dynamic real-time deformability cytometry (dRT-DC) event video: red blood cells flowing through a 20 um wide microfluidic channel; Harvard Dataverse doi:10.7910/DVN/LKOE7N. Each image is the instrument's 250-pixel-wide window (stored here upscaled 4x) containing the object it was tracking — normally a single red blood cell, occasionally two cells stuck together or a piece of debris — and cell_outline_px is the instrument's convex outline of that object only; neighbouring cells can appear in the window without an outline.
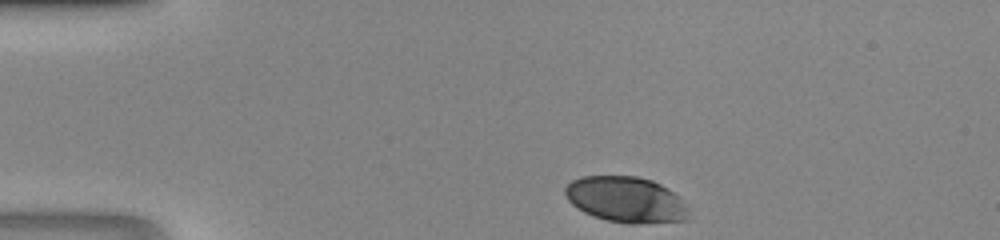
{"species": "human", "species_latin": "Homo sapiens", "temperature_condition": "room temperature", "stored_images_in_passage": 38, "camera_frame_rate_fps": 3000, "um_per_image_px": 0.085, "donor": {"sex": "male"}, "frame": {"image": 1, "passage_image": 1, "time_ms": 0.0, "image_size_px": [1000, 240], "cell_outline_px": [[688, 220], [636, 224], [628, 224], [608, 220], [584, 212], [572, 204], [568, 200], [564, 192], [564, 188], [572, 180], [580, 176], [636, 176], [652, 180], [668, 188], [680, 196], [688, 208]], "centroid_in_image_um": [53.23, 16.96], "position_along_channel_um": 31.8, "area_um2": 33.12}}
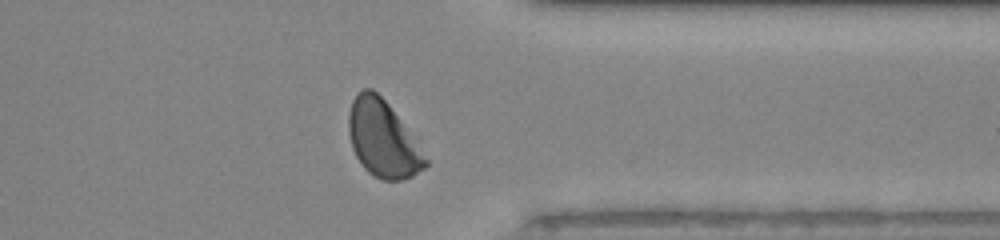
{"frame": {"image": 2, "passage_image": 29, "time_ms": 9.333, "image_size_px": [1000, 240], "cell_outline_px": [[428, 164], [424, 168], [412, 176], [400, 180], [384, 180], [368, 172], [360, 164], [352, 148], [348, 132], [348, 116], [352, 100], [356, 92], [364, 88], [372, 88], [388, 104], [428, 160]], "centroid_in_image_um": [32.48, 11.8], "position_along_channel_um": 378.9, "area_um2": 33.64}}
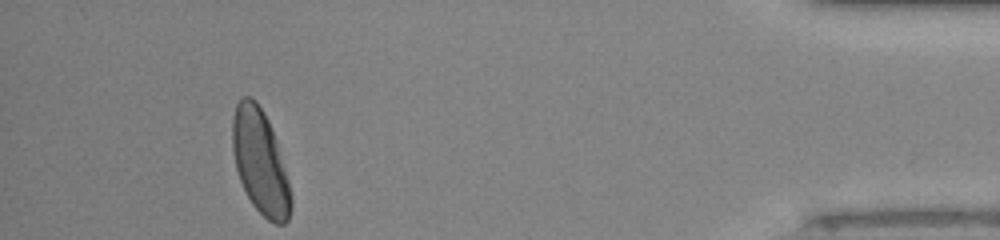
{"frame": {"image": 3, "passage_image": 35, "time_ms": 11.333, "image_size_px": [1000, 240], "cell_outline_px": [[292, 208], [288, 220], [284, 224], [276, 224], [268, 220], [252, 204], [240, 180], [236, 168], [232, 148], [232, 116], [236, 104], [240, 96], [252, 96], [256, 100], [268, 120], [272, 128], [276, 140], [288, 180], [292, 196]], "centroid_in_image_um": [22.11, 13.74], "position_along_channel_um": 413.1, "area_um2": 35.6}}